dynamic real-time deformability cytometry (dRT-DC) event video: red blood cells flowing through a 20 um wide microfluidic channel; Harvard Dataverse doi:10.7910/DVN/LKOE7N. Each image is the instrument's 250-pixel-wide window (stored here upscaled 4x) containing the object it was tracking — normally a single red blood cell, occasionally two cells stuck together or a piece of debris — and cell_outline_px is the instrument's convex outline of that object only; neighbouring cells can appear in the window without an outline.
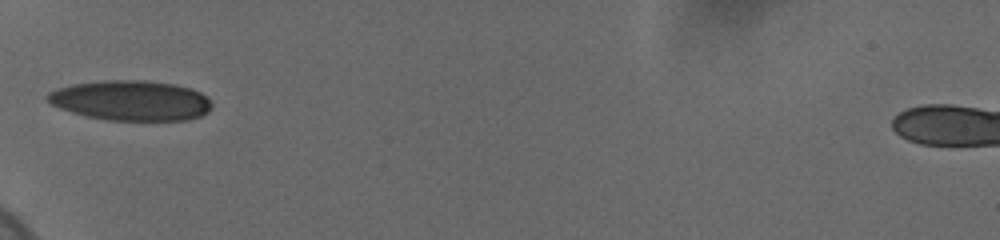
{"species": "human", "species_latin": "Homo sapiens", "temperature_condition": "cold", "stored_images_in_passage": 36, "camera_frame_rate_fps": 3000, "um_per_image_px": 0.085, "donor": {"sex": "female"}, "frame": {"image": 1, "passage_image": 1, "time_ms": 0.0, "image_size_px": [1000, 240], "cell_outline_px": [[212, 108], [208, 112], [200, 116], [188, 120], [108, 120], [84, 116], [60, 108], [52, 104], [44, 96], [48, 92], [60, 88], [76, 84], [108, 80], [140, 80], [176, 84], [192, 88], [200, 92], [212, 100]], "centroid_in_image_um": [11.18, 8.55], "position_along_channel_um": 73.8, "area_um2": 38.44}}
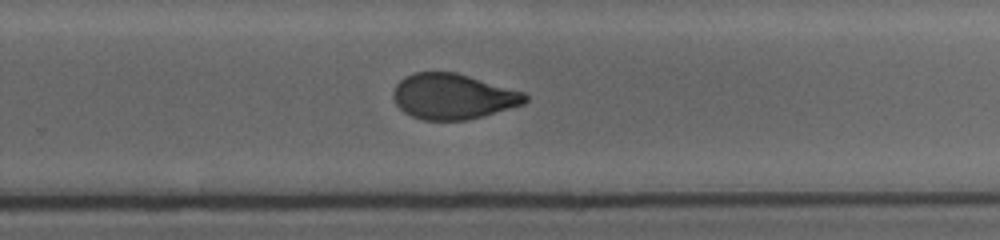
{"frame": {"image": 2, "passage_image": 19, "time_ms": 6.0, "image_size_px": [1000, 240], "cell_outline_px": [[528, 100], [524, 104], [484, 116], [468, 120], [424, 120], [412, 116], [404, 112], [396, 104], [392, 96], [392, 92], [396, 84], [404, 76], [416, 72], [456, 72], [524, 92], [528, 96]], "centroid_in_image_um": [38.5, 8.2], "position_along_channel_um": 291.3, "area_um2": 35.08}}
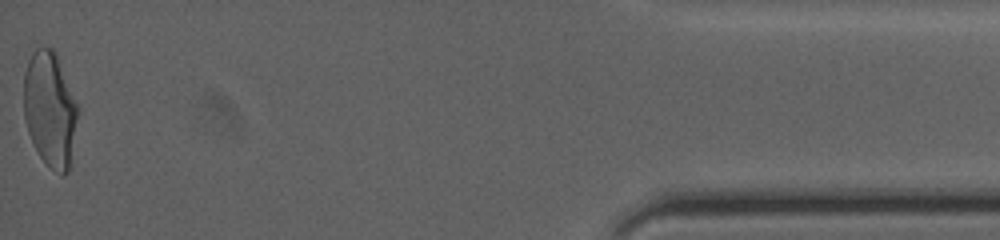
{"frame": {"image": 3, "passage_image": 36, "time_ms": 11.667, "image_size_px": [1000, 240], "cell_outline_px": [[80, 108], [68, 172], [64, 176], [60, 176], [40, 156], [28, 132], [24, 120], [24, 72], [28, 60], [32, 52], [36, 48], [52, 48], [56, 56]], "centroid_in_image_um": [4.25, 9.3], "position_along_channel_um": 430.9, "area_um2": 36.13}, "authors_computed_cell_mechanics": {"area_um2": 35.9227, "velocity_mm_per_s": 3.6782, "shape_relaxation_time_tau1_ms": 5.7309, "shape_relaxation_time_tau2_ms": 1.6104, "deformation_change_tau1": 0.1873, "deformation_change_tau2": 0.0663}}